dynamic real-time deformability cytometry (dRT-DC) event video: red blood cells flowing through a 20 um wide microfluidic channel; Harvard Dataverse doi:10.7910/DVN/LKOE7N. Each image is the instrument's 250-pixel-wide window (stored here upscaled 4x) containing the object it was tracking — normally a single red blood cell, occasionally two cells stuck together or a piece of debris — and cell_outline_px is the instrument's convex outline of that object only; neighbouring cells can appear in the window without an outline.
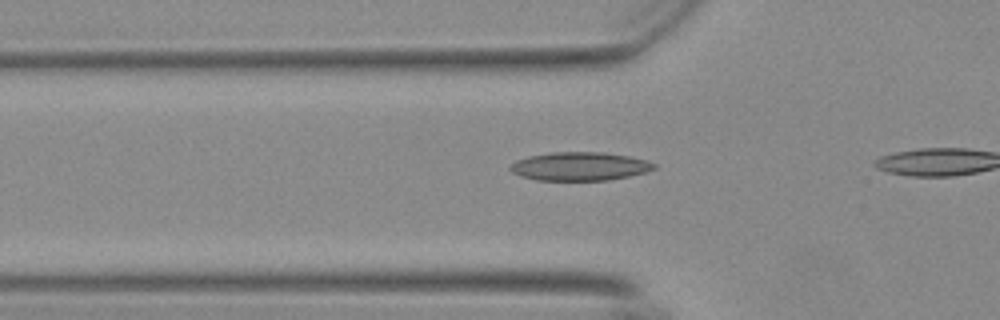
{"species": "Egyptian fruit bat (a non-hibernating species)", "species_latin": "Rousettus aegyptiacus", "temperature_condition": "warm", "stored_images_in_passage": 6, "camera_frame_rate_fps": 3000, "um_per_image_px": 0.085, "animal": {"sex": "female"}, "frame": {"image": 1, "passage_image": 5, "time_ms": 1.333, "image_size_px": [1000, 320], "cell_outline_px": [[656, 168], [644, 172], [628, 176], [608, 180], [536, 180], [512, 172], [508, 168], [516, 160], [528, 156], [548, 152], [604, 152], [628, 156], [648, 160], [656, 164]], "centroid_in_image_um": [49.28, 14.13], "position_along_channel_um": 76.5, "area_um2": 23.81}}